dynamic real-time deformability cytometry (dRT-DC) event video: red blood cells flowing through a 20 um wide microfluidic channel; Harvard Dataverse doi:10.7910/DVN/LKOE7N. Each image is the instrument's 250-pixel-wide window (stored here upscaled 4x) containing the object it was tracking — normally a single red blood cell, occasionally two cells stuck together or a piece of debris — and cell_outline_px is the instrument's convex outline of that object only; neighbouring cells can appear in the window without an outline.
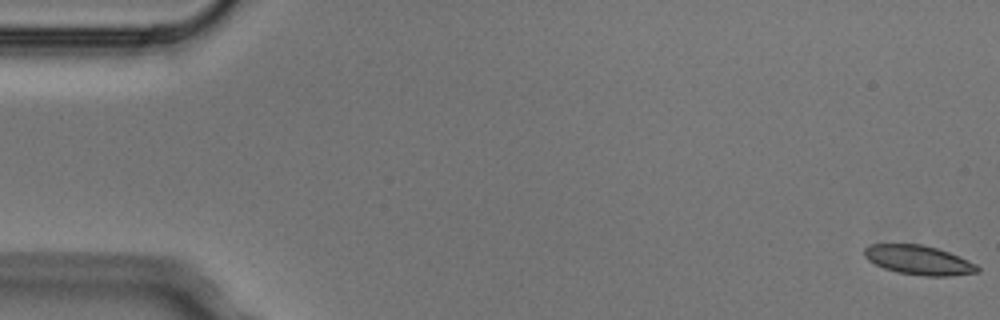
{"species": "Egyptian fruit bat (a non-hibernating species)", "species_latin": "Rousettus aegyptiacus", "temperature_condition": "cold", "stored_images_in_passage": 5, "camera_frame_rate_fps": 3000, "um_per_image_px": 0.085, "animal": {"sex": "male"}, "frame": {"image": 1, "passage_image": 1, "time_ms": 0.0, "image_size_px": [1000, 320], "cell_outline_px": [[980, 272], [948, 276], [924, 276], [900, 272], [884, 268], [868, 260], [864, 256], [864, 248], [872, 244], [920, 244], [936, 248], [960, 256], [976, 264], [980, 268]], "centroid_in_image_um": [78.11, 22.1], "position_along_channel_um": 6.9, "area_um2": 19.19}}
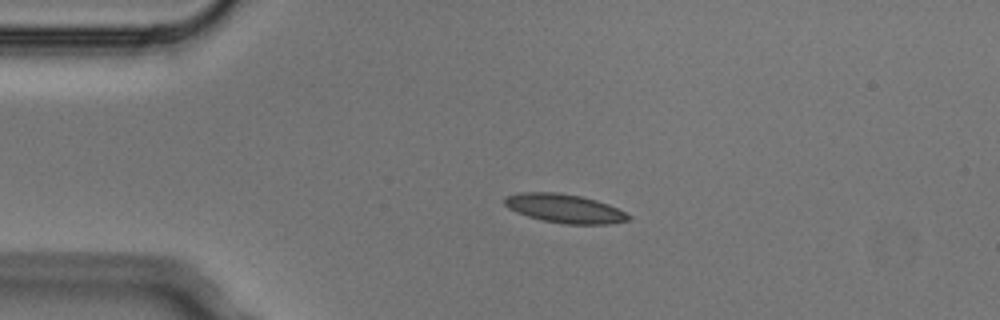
{"frame": {"image": 2, "passage_image": 4, "time_ms": 1.0, "image_size_px": [1000, 320], "cell_outline_px": [[632, 216], [628, 220], [608, 224], [564, 224], [544, 220], [528, 216], [516, 212], [508, 208], [504, 204], [504, 196], [520, 192], [556, 192], [580, 196], [596, 200], [608, 204]], "centroid_in_image_um": [47.96, 17.71], "position_along_channel_um": 37.0, "area_um2": 20.69}}